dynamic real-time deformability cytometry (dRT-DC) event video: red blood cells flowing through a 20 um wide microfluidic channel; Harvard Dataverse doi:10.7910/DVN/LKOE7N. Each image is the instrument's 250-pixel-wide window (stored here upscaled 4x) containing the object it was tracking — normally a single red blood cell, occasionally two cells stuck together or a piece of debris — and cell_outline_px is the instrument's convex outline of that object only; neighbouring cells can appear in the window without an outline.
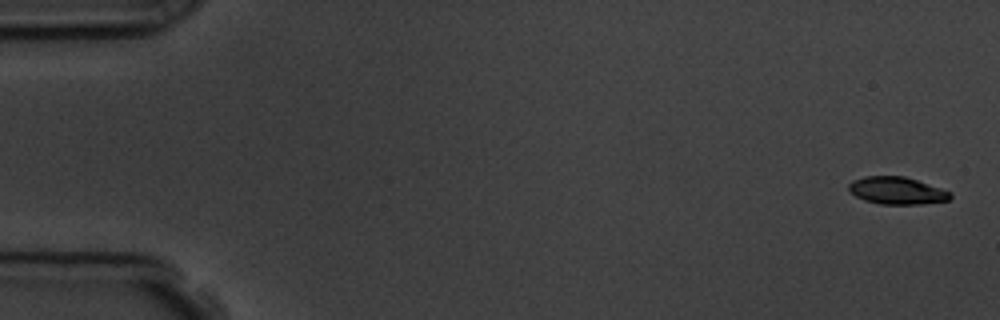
{"species": "common noctule bat (a hibernating species)", "species_latin": "Nyctalus noctula", "temperature_condition": "room temperature", "stored_images_in_passage": 6, "camera_frame_rate_fps": 3000, "um_per_image_px": 0.085, "animal": {"sex": "male", "body_mass_g": 19.5, "forearm_length_mm": 54.6}, "frame": {"image": 1, "passage_image": 1, "time_ms": 0.0, "image_size_px": [1000, 320], "cell_outline_px": [[952, 196], [948, 200], [920, 204], [880, 204], [864, 200], [856, 196], [848, 188], [848, 184], [852, 180], [864, 176], [904, 176], [952, 192]], "centroid_in_image_um": [76.22, 16.2], "position_along_channel_um": 8.8, "area_um2": 16.07}}
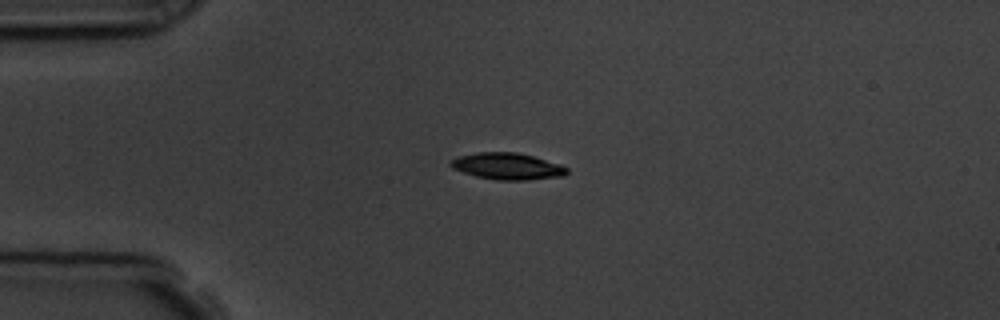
{"frame": {"image": 2, "passage_image": 4, "time_ms": 4.0, "image_size_px": [1000, 320], "cell_outline_px": [[568, 172], [564, 176], [528, 180], [500, 180], [476, 176], [452, 168], [448, 164], [456, 156], [476, 152], [516, 152], [532, 156], [560, 164], [568, 168]], "centroid_in_image_um": [43.12, 14.13], "position_along_channel_um": 41.9, "area_um2": 18.03}}
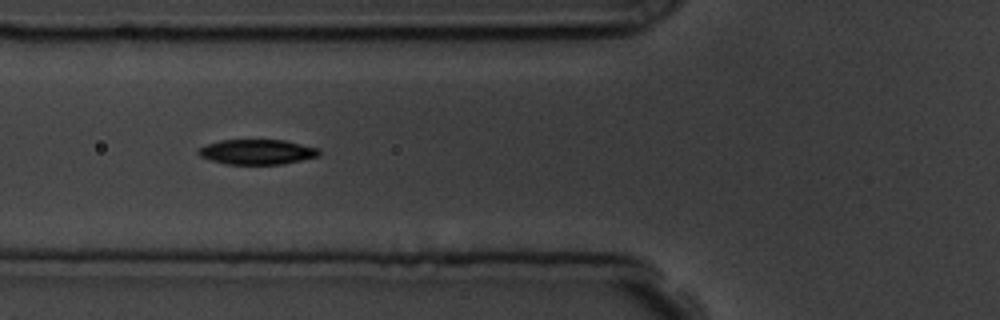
{"frame": {"image": 3, "passage_image": 6, "time_ms": 6.333, "image_size_px": [1000, 320], "cell_outline_px": [[320, 156], [284, 164], [224, 164], [200, 156], [196, 152], [200, 148], [208, 144], [220, 140], [284, 140], [320, 148]], "centroid_in_image_um": [21.89, 12.91], "position_along_channel_um": 103.9, "area_um2": 17.63}}